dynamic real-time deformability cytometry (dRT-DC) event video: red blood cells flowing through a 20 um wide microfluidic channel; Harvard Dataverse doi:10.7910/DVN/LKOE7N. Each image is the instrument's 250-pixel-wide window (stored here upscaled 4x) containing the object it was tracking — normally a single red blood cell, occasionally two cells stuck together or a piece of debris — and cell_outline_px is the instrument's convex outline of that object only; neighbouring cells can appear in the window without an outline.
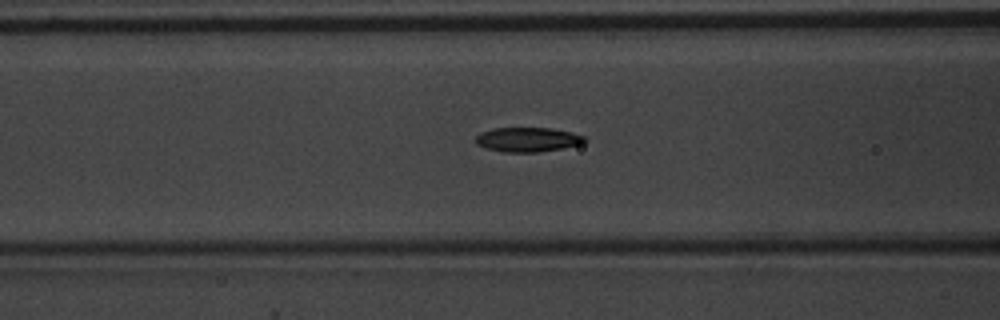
{"species": "common noctule bat (a hibernating species)", "species_latin": "Nyctalus noctula", "temperature_condition": "warm", "stored_images_in_passage": 37, "segment_of_instrument_passage": [1, 2], "camera_frame_rate_fps": 3000, "um_per_image_px": 0.085, "animal": {"sex": "male", "body_mass_g": 20.1, "forearm_length_mm": 53.5}, "frame": {"image": 1, "passage_image": 5, "time_ms": 1.333, "image_size_px": [1000, 320], "cell_outline_px": [[588, 140], [580, 144], [540, 152], [504, 152], [488, 148], [476, 144], [476, 136], [480, 132], [492, 128], [552, 128], [572, 132], [584, 136]], "centroid_in_image_um": [44.85, 11.85], "position_along_channel_um": 121.7, "area_um2": 15.49}}
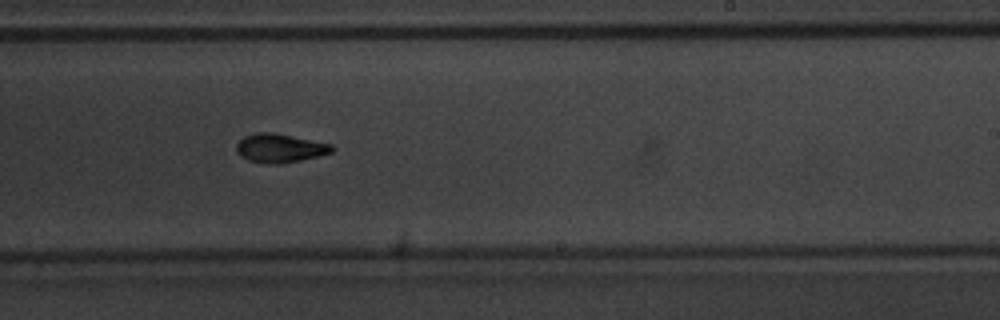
{"frame": {"image": 2, "passage_image": 16, "time_ms": 5.0, "image_size_px": [1000, 320], "cell_outline_px": [[336, 148], [332, 152], [300, 160], [276, 164], [248, 160], [240, 156], [236, 152], [236, 144], [244, 136], [256, 132], [272, 132], [332, 144]], "centroid_in_image_um": [23.77, 12.57], "position_along_channel_um": 265.2, "area_um2": 15.84}}
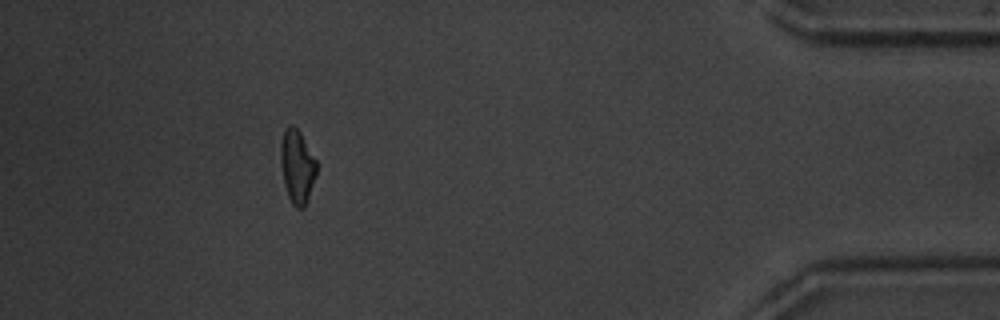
{"frame": {"image": 3, "passage_image": 31, "time_ms": 10.0, "image_size_px": [1000, 320], "cell_outline_px": [[316, 176], [304, 208], [296, 208], [292, 204], [288, 196], [284, 184], [280, 160], [280, 144], [284, 132], [288, 124], [292, 124], [300, 132], [316, 160]], "centroid_in_image_um": [25.24, 14.15], "position_along_channel_um": 410.0, "area_um2": 15.32}}